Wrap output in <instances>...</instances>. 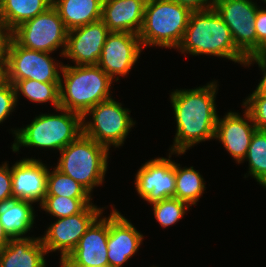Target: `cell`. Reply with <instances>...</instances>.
<instances>
[{
  "instance_id": "6da1fadb",
  "label": "cell",
  "mask_w": 266,
  "mask_h": 267,
  "mask_svg": "<svg viewBox=\"0 0 266 267\" xmlns=\"http://www.w3.org/2000/svg\"><path fill=\"white\" fill-rule=\"evenodd\" d=\"M217 82L195 89L175 90L170 102L176 118V135L170 153L184 154L202 141L214 139L217 124Z\"/></svg>"
},
{
  "instance_id": "7a4b0ae2",
  "label": "cell",
  "mask_w": 266,
  "mask_h": 267,
  "mask_svg": "<svg viewBox=\"0 0 266 267\" xmlns=\"http://www.w3.org/2000/svg\"><path fill=\"white\" fill-rule=\"evenodd\" d=\"M177 49L183 54L213 55L243 65L246 61V56L236 47L229 27L214 8L191 12Z\"/></svg>"
},
{
  "instance_id": "3957f363",
  "label": "cell",
  "mask_w": 266,
  "mask_h": 267,
  "mask_svg": "<svg viewBox=\"0 0 266 267\" xmlns=\"http://www.w3.org/2000/svg\"><path fill=\"white\" fill-rule=\"evenodd\" d=\"M60 72V108L83 116L93 106L112 98L113 79L98 65L63 64Z\"/></svg>"
},
{
  "instance_id": "277c9868",
  "label": "cell",
  "mask_w": 266,
  "mask_h": 267,
  "mask_svg": "<svg viewBox=\"0 0 266 267\" xmlns=\"http://www.w3.org/2000/svg\"><path fill=\"white\" fill-rule=\"evenodd\" d=\"M60 114H39L25 128L12 130L15 140L13 152L20 147L53 149L59 152L83 133V116L67 109L58 108Z\"/></svg>"
},
{
  "instance_id": "5b68a950",
  "label": "cell",
  "mask_w": 266,
  "mask_h": 267,
  "mask_svg": "<svg viewBox=\"0 0 266 267\" xmlns=\"http://www.w3.org/2000/svg\"><path fill=\"white\" fill-rule=\"evenodd\" d=\"M191 10L174 0H156L145 4L139 35L143 48H178L187 28Z\"/></svg>"
},
{
  "instance_id": "8992f818",
  "label": "cell",
  "mask_w": 266,
  "mask_h": 267,
  "mask_svg": "<svg viewBox=\"0 0 266 267\" xmlns=\"http://www.w3.org/2000/svg\"><path fill=\"white\" fill-rule=\"evenodd\" d=\"M56 168L72 177L90 194L102 185L107 171L109 150L83 133L60 152Z\"/></svg>"
},
{
  "instance_id": "52a82bcc",
  "label": "cell",
  "mask_w": 266,
  "mask_h": 267,
  "mask_svg": "<svg viewBox=\"0 0 266 267\" xmlns=\"http://www.w3.org/2000/svg\"><path fill=\"white\" fill-rule=\"evenodd\" d=\"M129 113V109L112 98L100 102L83 115V134L108 150L112 145L119 148L135 125ZM89 114L92 120L87 121Z\"/></svg>"
},
{
  "instance_id": "ba28073f",
  "label": "cell",
  "mask_w": 266,
  "mask_h": 267,
  "mask_svg": "<svg viewBox=\"0 0 266 267\" xmlns=\"http://www.w3.org/2000/svg\"><path fill=\"white\" fill-rule=\"evenodd\" d=\"M67 34L63 20L52 5L43 13L16 27L12 31V38L19 45L40 52L52 53L61 47L60 55L63 57Z\"/></svg>"
},
{
  "instance_id": "9c48e42d",
  "label": "cell",
  "mask_w": 266,
  "mask_h": 267,
  "mask_svg": "<svg viewBox=\"0 0 266 267\" xmlns=\"http://www.w3.org/2000/svg\"><path fill=\"white\" fill-rule=\"evenodd\" d=\"M48 52H40L19 45L13 38L6 59L7 82L31 79L44 83H60L63 63H57Z\"/></svg>"
},
{
  "instance_id": "30bf717a",
  "label": "cell",
  "mask_w": 266,
  "mask_h": 267,
  "mask_svg": "<svg viewBox=\"0 0 266 267\" xmlns=\"http://www.w3.org/2000/svg\"><path fill=\"white\" fill-rule=\"evenodd\" d=\"M213 8L229 27L236 47L247 57L257 53L255 20L259 6L252 0H215Z\"/></svg>"
},
{
  "instance_id": "8fae6325",
  "label": "cell",
  "mask_w": 266,
  "mask_h": 267,
  "mask_svg": "<svg viewBox=\"0 0 266 267\" xmlns=\"http://www.w3.org/2000/svg\"><path fill=\"white\" fill-rule=\"evenodd\" d=\"M96 205H88L82 212L58 218L55 223L47 228L43 237H40L46 252H61L60 261L76 248L80 238L91 224L103 213Z\"/></svg>"
},
{
  "instance_id": "7c38bea8",
  "label": "cell",
  "mask_w": 266,
  "mask_h": 267,
  "mask_svg": "<svg viewBox=\"0 0 266 267\" xmlns=\"http://www.w3.org/2000/svg\"><path fill=\"white\" fill-rule=\"evenodd\" d=\"M142 48L138 34L110 32L106 37L97 65L112 79L116 78L114 81H118L120 76L125 77L129 74Z\"/></svg>"
},
{
  "instance_id": "4fadbf2b",
  "label": "cell",
  "mask_w": 266,
  "mask_h": 267,
  "mask_svg": "<svg viewBox=\"0 0 266 267\" xmlns=\"http://www.w3.org/2000/svg\"><path fill=\"white\" fill-rule=\"evenodd\" d=\"M169 158H154L143 164L135 177L137 193L142 199L152 204L175 193V161Z\"/></svg>"
},
{
  "instance_id": "5bb4252c",
  "label": "cell",
  "mask_w": 266,
  "mask_h": 267,
  "mask_svg": "<svg viewBox=\"0 0 266 267\" xmlns=\"http://www.w3.org/2000/svg\"><path fill=\"white\" fill-rule=\"evenodd\" d=\"M101 215L80 238L76 248L60 261L61 267H107L109 216Z\"/></svg>"
},
{
  "instance_id": "9a60e30c",
  "label": "cell",
  "mask_w": 266,
  "mask_h": 267,
  "mask_svg": "<svg viewBox=\"0 0 266 267\" xmlns=\"http://www.w3.org/2000/svg\"><path fill=\"white\" fill-rule=\"evenodd\" d=\"M109 33L102 20L69 30L63 57L75 65H97Z\"/></svg>"
},
{
  "instance_id": "2e32d148",
  "label": "cell",
  "mask_w": 266,
  "mask_h": 267,
  "mask_svg": "<svg viewBox=\"0 0 266 267\" xmlns=\"http://www.w3.org/2000/svg\"><path fill=\"white\" fill-rule=\"evenodd\" d=\"M243 116L245 118L236 112L230 111L223 118H217L215 128L214 139L219 140L224 145L226 151L237 163H243L251 138L257 130L246 109Z\"/></svg>"
},
{
  "instance_id": "e0dca14e",
  "label": "cell",
  "mask_w": 266,
  "mask_h": 267,
  "mask_svg": "<svg viewBox=\"0 0 266 267\" xmlns=\"http://www.w3.org/2000/svg\"><path fill=\"white\" fill-rule=\"evenodd\" d=\"M143 234L113 207L109 216L107 257L109 267H122L139 249Z\"/></svg>"
},
{
  "instance_id": "ac0fdd59",
  "label": "cell",
  "mask_w": 266,
  "mask_h": 267,
  "mask_svg": "<svg viewBox=\"0 0 266 267\" xmlns=\"http://www.w3.org/2000/svg\"><path fill=\"white\" fill-rule=\"evenodd\" d=\"M49 168L41 160L24 158L11 167L12 196L41 204L47 193Z\"/></svg>"
},
{
  "instance_id": "d6986e66",
  "label": "cell",
  "mask_w": 266,
  "mask_h": 267,
  "mask_svg": "<svg viewBox=\"0 0 266 267\" xmlns=\"http://www.w3.org/2000/svg\"><path fill=\"white\" fill-rule=\"evenodd\" d=\"M145 4L143 0H103L101 20L110 32L139 34Z\"/></svg>"
},
{
  "instance_id": "ffe728a7",
  "label": "cell",
  "mask_w": 266,
  "mask_h": 267,
  "mask_svg": "<svg viewBox=\"0 0 266 267\" xmlns=\"http://www.w3.org/2000/svg\"><path fill=\"white\" fill-rule=\"evenodd\" d=\"M46 254L40 237L11 238L0 249V267H46Z\"/></svg>"
},
{
  "instance_id": "44dd1931",
  "label": "cell",
  "mask_w": 266,
  "mask_h": 267,
  "mask_svg": "<svg viewBox=\"0 0 266 267\" xmlns=\"http://www.w3.org/2000/svg\"><path fill=\"white\" fill-rule=\"evenodd\" d=\"M33 202L11 197L0 202V222L10 238H25L34 224Z\"/></svg>"
},
{
  "instance_id": "7402d4cb",
  "label": "cell",
  "mask_w": 266,
  "mask_h": 267,
  "mask_svg": "<svg viewBox=\"0 0 266 267\" xmlns=\"http://www.w3.org/2000/svg\"><path fill=\"white\" fill-rule=\"evenodd\" d=\"M103 0H53L66 29L72 30L101 20Z\"/></svg>"
},
{
  "instance_id": "603a6c76",
  "label": "cell",
  "mask_w": 266,
  "mask_h": 267,
  "mask_svg": "<svg viewBox=\"0 0 266 267\" xmlns=\"http://www.w3.org/2000/svg\"><path fill=\"white\" fill-rule=\"evenodd\" d=\"M52 4L53 0H1V20L13 31Z\"/></svg>"
},
{
  "instance_id": "cb8c5ba5",
  "label": "cell",
  "mask_w": 266,
  "mask_h": 267,
  "mask_svg": "<svg viewBox=\"0 0 266 267\" xmlns=\"http://www.w3.org/2000/svg\"><path fill=\"white\" fill-rule=\"evenodd\" d=\"M205 189V182L199 171L193 167H180L175 162V193L174 197L187 203L196 205Z\"/></svg>"
},
{
  "instance_id": "d4e9b609",
  "label": "cell",
  "mask_w": 266,
  "mask_h": 267,
  "mask_svg": "<svg viewBox=\"0 0 266 267\" xmlns=\"http://www.w3.org/2000/svg\"><path fill=\"white\" fill-rule=\"evenodd\" d=\"M16 102L20 92L28 100L36 103L51 102L56 111L60 108V83H44L31 79L17 81L14 85Z\"/></svg>"
},
{
  "instance_id": "484cf974",
  "label": "cell",
  "mask_w": 266,
  "mask_h": 267,
  "mask_svg": "<svg viewBox=\"0 0 266 267\" xmlns=\"http://www.w3.org/2000/svg\"><path fill=\"white\" fill-rule=\"evenodd\" d=\"M249 163V174L266 188V130H256L244 160Z\"/></svg>"
},
{
  "instance_id": "4316f807",
  "label": "cell",
  "mask_w": 266,
  "mask_h": 267,
  "mask_svg": "<svg viewBox=\"0 0 266 267\" xmlns=\"http://www.w3.org/2000/svg\"><path fill=\"white\" fill-rule=\"evenodd\" d=\"M46 195H58L70 198H91V194L72 177L62 173L56 167L47 178Z\"/></svg>"
},
{
  "instance_id": "83f0119b",
  "label": "cell",
  "mask_w": 266,
  "mask_h": 267,
  "mask_svg": "<svg viewBox=\"0 0 266 267\" xmlns=\"http://www.w3.org/2000/svg\"><path fill=\"white\" fill-rule=\"evenodd\" d=\"M90 201L91 198L46 195L40 208L58 219L82 212L88 205L92 204Z\"/></svg>"
},
{
  "instance_id": "f1b7e54d",
  "label": "cell",
  "mask_w": 266,
  "mask_h": 267,
  "mask_svg": "<svg viewBox=\"0 0 266 267\" xmlns=\"http://www.w3.org/2000/svg\"><path fill=\"white\" fill-rule=\"evenodd\" d=\"M153 214L159 224L166 228L180 221L189 209V205L178 198L170 197L152 203Z\"/></svg>"
},
{
  "instance_id": "f546056e",
  "label": "cell",
  "mask_w": 266,
  "mask_h": 267,
  "mask_svg": "<svg viewBox=\"0 0 266 267\" xmlns=\"http://www.w3.org/2000/svg\"><path fill=\"white\" fill-rule=\"evenodd\" d=\"M242 106L249 112L257 130H266V94L254 90Z\"/></svg>"
},
{
  "instance_id": "4dcf8cb0",
  "label": "cell",
  "mask_w": 266,
  "mask_h": 267,
  "mask_svg": "<svg viewBox=\"0 0 266 267\" xmlns=\"http://www.w3.org/2000/svg\"><path fill=\"white\" fill-rule=\"evenodd\" d=\"M16 93L14 86L7 82L0 88V123L7 119V117L16 108Z\"/></svg>"
},
{
  "instance_id": "1f68e13d",
  "label": "cell",
  "mask_w": 266,
  "mask_h": 267,
  "mask_svg": "<svg viewBox=\"0 0 266 267\" xmlns=\"http://www.w3.org/2000/svg\"><path fill=\"white\" fill-rule=\"evenodd\" d=\"M12 196V173L8 163L0 166V202L9 199Z\"/></svg>"
},
{
  "instance_id": "d6a6232c",
  "label": "cell",
  "mask_w": 266,
  "mask_h": 267,
  "mask_svg": "<svg viewBox=\"0 0 266 267\" xmlns=\"http://www.w3.org/2000/svg\"><path fill=\"white\" fill-rule=\"evenodd\" d=\"M257 34V53L266 45V9L258 8L255 20Z\"/></svg>"
},
{
  "instance_id": "836d02e7",
  "label": "cell",
  "mask_w": 266,
  "mask_h": 267,
  "mask_svg": "<svg viewBox=\"0 0 266 267\" xmlns=\"http://www.w3.org/2000/svg\"><path fill=\"white\" fill-rule=\"evenodd\" d=\"M257 63L262 70V80L258 83L255 91L257 93L266 94V55L264 54H252L246 57L245 66H249L252 63Z\"/></svg>"
},
{
  "instance_id": "e575fe53",
  "label": "cell",
  "mask_w": 266,
  "mask_h": 267,
  "mask_svg": "<svg viewBox=\"0 0 266 267\" xmlns=\"http://www.w3.org/2000/svg\"><path fill=\"white\" fill-rule=\"evenodd\" d=\"M11 40L12 30L0 20V62H6Z\"/></svg>"
},
{
  "instance_id": "d590c367",
  "label": "cell",
  "mask_w": 266,
  "mask_h": 267,
  "mask_svg": "<svg viewBox=\"0 0 266 267\" xmlns=\"http://www.w3.org/2000/svg\"><path fill=\"white\" fill-rule=\"evenodd\" d=\"M189 8L191 11H201L211 9L214 6L215 0H174Z\"/></svg>"
},
{
  "instance_id": "8d00e7d4",
  "label": "cell",
  "mask_w": 266,
  "mask_h": 267,
  "mask_svg": "<svg viewBox=\"0 0 266 267\" xmlns=\"http://www.w3.org/2000/svg\"><path fill=\"white\" fill-rule=\"evenodd\" d=\"M7 83L6 62H0V88Z\"/></svg>"
},
{
  "instance_id": "74e56055",
  "label": "cell",
  "mask_w": 266,
  "mask_h": 267,
  "mask_svg": "<svg viewBox=\"0 0 266 267\" xmlns=\"http://www.w3.org/2000/svg\"><path fill=\"white\" fill-rule=\"evenodd\" d=\"M10 239L11 238L4 231L3 226L0 222V249H2L5 245H7Z\"/></svg>"
},
{
  "instance_id": "f35d334b",
  "label": "cell",
  "mask_w": 266,
  "mask_h": 267,
  "mask_svg": "<svg viewBox=\"0 0 266 267\" xmlns=\"http://www.w3.org/2000/svg\"><path fill=\"white\" fill-rule=\"evenodd\" d=\"M255 54H264V55H266V45L260 50V52L255 53Z\"/></svg>"
},
{
  "instance_id": "ab89813d",
  "label": "cell",
  "mask_w": 266,
  "mask_h": 267,
  "mask_svg": "<svg viewBox=\"0 0 266 267\" xmlns=\"http://www.w3.org/2000/svg\"><path fill=\"white\" fill-rule=\"evenodd\" d=\"M145 3H149V2H152V1H156V0H143Z\"/></svg>"
},
{
  "instance_id": "60d3db41",
  "label": "cell",
  "mask_w": 266,
  "mask_h": 267,
  "mask_svg": "<svg viewBox=\"0 0 266 267\" xmlns=\"http://www.w3.org/2000/svg\"><path fill=\"white\" fill-rule=\"evenodd\" d=\"M0 20H1V0H0Z\"/></svg>"
}]
</instances>
